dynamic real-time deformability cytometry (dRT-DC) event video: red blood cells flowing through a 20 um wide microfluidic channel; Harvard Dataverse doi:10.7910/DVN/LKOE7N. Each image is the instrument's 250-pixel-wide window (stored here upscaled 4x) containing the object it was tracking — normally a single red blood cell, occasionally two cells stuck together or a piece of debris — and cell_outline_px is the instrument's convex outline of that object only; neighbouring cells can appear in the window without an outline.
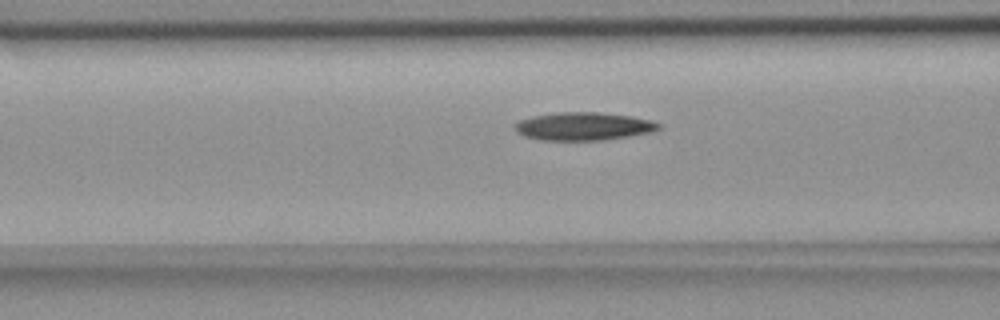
{"species": "common noctule bat (a hibernating species)", "species_latin": "Nyctalus noctula", "temperature_condition": "room temperature", "stored_images_in_passage": 30, "camera_frame_rate_fps": 3000, "um_per_image_px": 0.085, "animal": {"sex": "female", "body_mass_g": 18.4}, "frame": {"image": 1, "passage_image": 6, "time_ms": 1.667, "image_size_px": [1000, 320], "cell_outline_px": [[664, 124], [660, 128], [652, 132], [604, 140], [540, 140], [524, 136], [516, 132], [516, 124], [520, 120], [532, 116], [556, 112], [600, 112], [632, 116], [652, 120]], "centroid_in_image_um": [49.64, 10.73], "position_along_channel_um": 117.0, "area_um2": 23.64}}
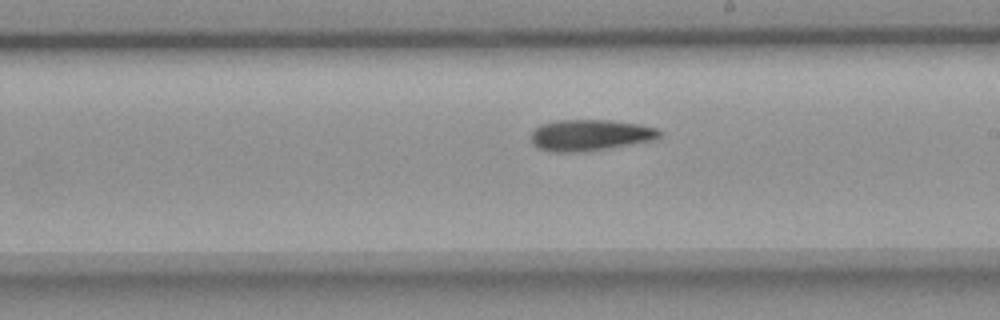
{"frame": {"image": 2, "passage_image": 16, "time_ms": 5.0, "image_size_px": [1000, 320], "cell_outline_px": [[660, 136], [652, 140], [588, 152], [556, 152], [540, 148], [532, 144], [532, 132], [540, 124], [556, 120], [608, 120], [640, 124], [656, 128], [660, 132]], "centroid_in_image_um": [50.14, 11.48], "position_along_channel_um": 238.9, "area_um2": 23.29}}
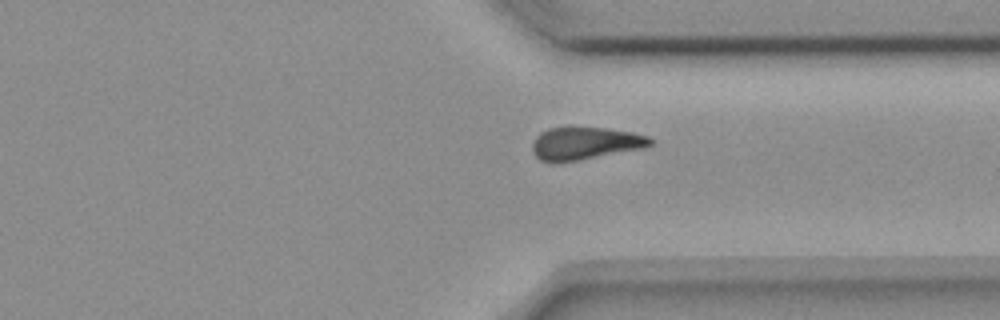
{"frame": {"image": 3, "passage_image": 26, "time_ms": 8.333, "image_size_px": [1000, 320], "cell_outline_px": [[652, 144], [644, 148], [576, 160], [540, 160], [532, 152], [532, 144], [536, 136], [540, 132], [548, 128], [568, 124], [572, 124], [604, 128], [632, 132], [648, 136], [652, 140]], "centroid_in_image_um": [49.71, 12.11], "position_along_channel_um": 361.7, "area_um2": 22.6}}